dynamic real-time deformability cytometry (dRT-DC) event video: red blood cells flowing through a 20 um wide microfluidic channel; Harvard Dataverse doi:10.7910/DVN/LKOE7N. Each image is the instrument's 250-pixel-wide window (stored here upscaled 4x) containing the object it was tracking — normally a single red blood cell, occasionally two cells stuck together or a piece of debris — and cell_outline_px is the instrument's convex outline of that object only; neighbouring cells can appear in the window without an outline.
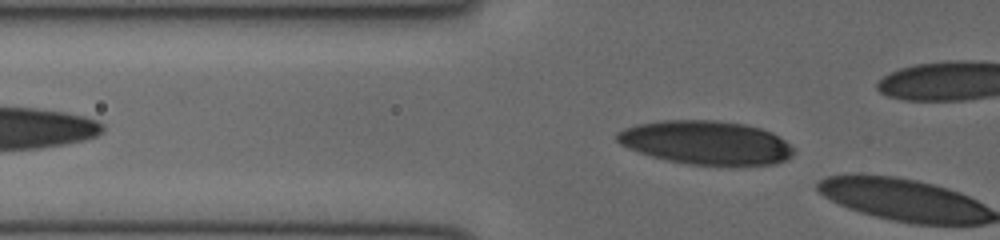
{"species": "human", "species_latin": "Homo sapiens", "temperature_condition": "cold", "stored_images_in_passage": 9, "camera_frame_rate_fps": 3000, "um_per_image_px": 0.085, "donor": {"sex": "female"}, "frame": {"image": 1, "passage_image": 8, "time_ms": 2.333, "image_size_px": [1000, 240], "cell_outline_px": [[796, 152], [792, 156], [776, 164], [688, 164], [668, 160], [652, 156], [628, 148], [620, 144], [616, 140], [616, 132], [624, 128], [636, 124], [664, 120], [716, 120], [744, 124], [760, 128], [772, 132], [796, 148]], "centroid_in_image_um": [60.01, 12.1], "position_along_channel_um": 65.8, "area_um2": 44.8}}